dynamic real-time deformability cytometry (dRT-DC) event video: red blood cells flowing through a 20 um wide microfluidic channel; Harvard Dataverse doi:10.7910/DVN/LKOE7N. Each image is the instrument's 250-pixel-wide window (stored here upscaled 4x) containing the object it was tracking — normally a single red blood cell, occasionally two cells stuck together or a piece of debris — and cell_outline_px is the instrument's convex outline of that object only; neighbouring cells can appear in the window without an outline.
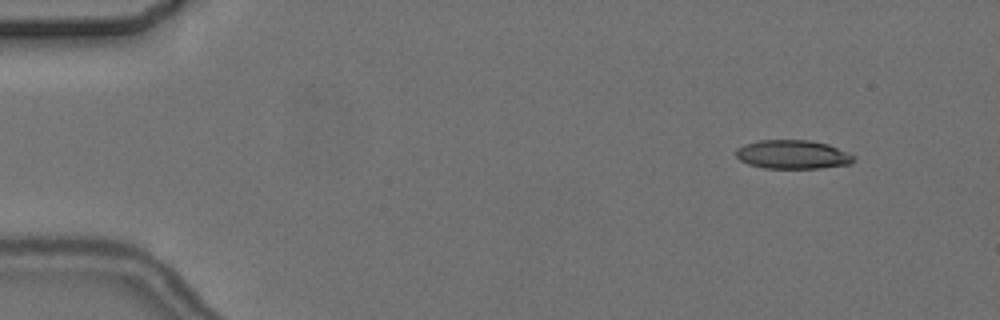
{"species": "common noctule bat (a hibernating species)", "species_latin": "Nyctalus noctula", "temperature_condition": "cold", "stored_images_in_passage": 4, "camera_frame_rate_fps": 3000, "um_per_image_px": 0.085, "animal": {"sex": "female", "body_mass_g": 24.6, "forearm_length_mm": 56.2}, "frame": {"image": 1, "passage_image": 1, "time_ms": 0.0, "image_size_px": [1000, 320], "cell_outline_px": [[856, 160], [852, 164], [820, 168], [764, 168], [748, 164], [740, 160], [736, 156], [736, 148], [744, 144], [760, 140], [808, 140], [828, 144], [848, 152], [856, 156]], "centroid_in_image_um": [67.41, 13.13], "position_along_channel_um": 17.6, "area_um2": 19.94}}
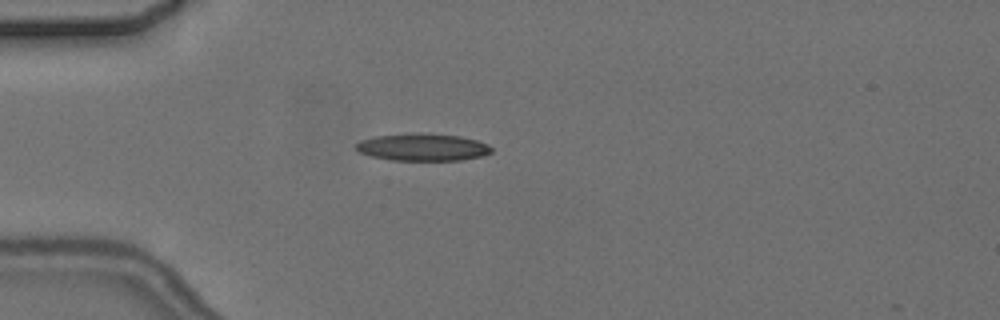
{"frame": {"image": 2, "passage_image": 4, "time_ms": 3.333, "image_size_px": [1000, 320], "cell_outline_px": [[492, 152], [480, 156], [460, 160], [392, 160], [372, 156], [360, 152], [356, 148], [356, 144], [360, 140], [376, 136], [416, 132], [420, 132], [460, 136], [476, 140], [488, 144], [492, 148]], "centroid_in_image_um": [35.93, 12.5], "position_along_channel_um": 49.1, "area_um2": 21.5}}